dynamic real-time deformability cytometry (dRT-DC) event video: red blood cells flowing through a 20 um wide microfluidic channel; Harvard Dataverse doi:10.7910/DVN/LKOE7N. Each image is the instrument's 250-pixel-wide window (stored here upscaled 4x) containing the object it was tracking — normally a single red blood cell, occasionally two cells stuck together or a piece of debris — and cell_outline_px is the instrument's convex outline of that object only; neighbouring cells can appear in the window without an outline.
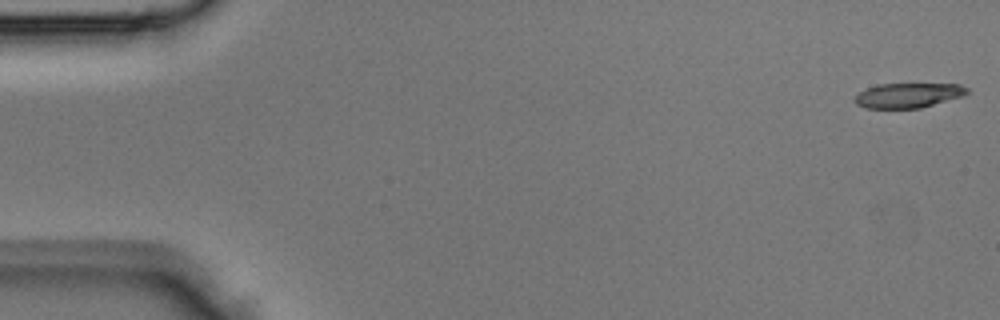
{"species": "Egyptian fruit bat (a non-hibernating species)", "species_latin": "Rousettus aegyptiacus", "temperature_condition": "room temperature", "stored_images_in_passage": 3, "camera_frame_rate_fps": 3000, "um_per_image_px": 0.085, "animal": {"sex": "male"}, "frame": {"image": 1, "passage_image": 1, "time_ms": 0.0, "image_size_px": [1000, 320], "cell_outline_px": [[968, 92], [964, 96], [920, 108], [864, 108], [856, 104], [852, 100], [860, 92], [876, 84], [960, 84], [968, 88]], "centroid_in_image_um": [77.19, 8.11], "position_along_channel_um": 7.8, "area_um2": 16.24}}
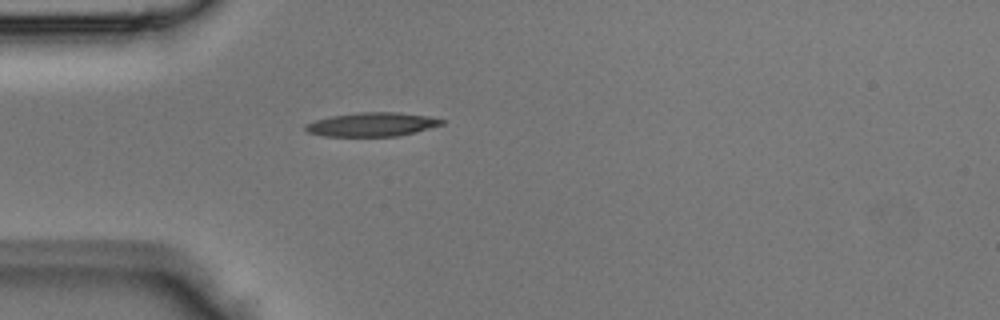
{"frame": {"image": 2, "passage_image": 3, "time_ms": 0.667, "image_size_px": [1000, 320], "cell_outline_px": [[444, 124], [416, 132], [400, 136], [324, 136], [308, 132], [304, 128], [304, 124], [316, 120], [332, 116], [360, 112], [400, 112], [428, 116], [444, 120]], "centroid_in_image_um": [31.64, 10.58], "position_along_channel_um": 53.4, "area_um2": 18.96}}